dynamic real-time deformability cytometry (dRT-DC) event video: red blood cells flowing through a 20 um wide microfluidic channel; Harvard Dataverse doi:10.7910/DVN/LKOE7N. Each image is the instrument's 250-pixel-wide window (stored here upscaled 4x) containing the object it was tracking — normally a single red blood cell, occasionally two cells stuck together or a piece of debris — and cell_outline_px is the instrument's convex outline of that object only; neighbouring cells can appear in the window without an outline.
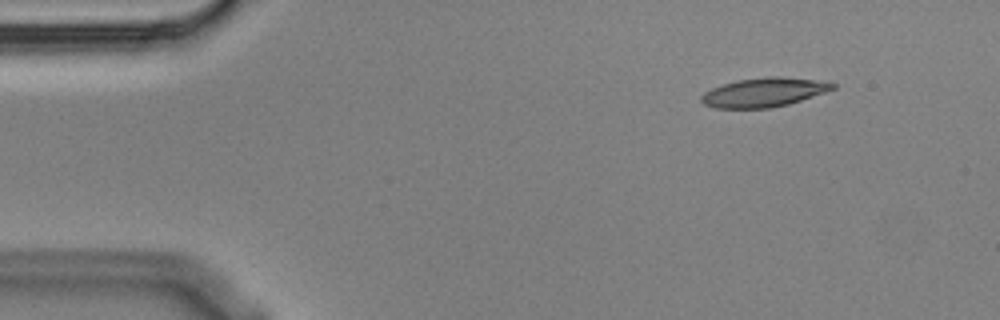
{"species": "Egyptian fruit bat (a non-hibernating species)", "species_latin": "Rousettus aegyptiacus", "temperature_condition": "cold", "stored_images_in_passage": 6, "segment_of_instrument_passage": [2, 2], "camera_frame_rate_fps": 3000, "um_per_image_px": 0.085, "animal": {"sex": "male"}, "frame": {"image": 1, "passage_image": 6, "time_ms": 1.667, "image_size_px": [1000, 320], "cell_outline_px": [[836, 88], [788, 104], [772, 108], [716, 108], [704, 104], [700, 100], [700, 96], [704, 92], [712, 88], [736, 80], [768, 76], [780, 76], [812, 80], [836, 84]], "centroid_in_image_um": [64.87, 7.85], "position_along_channel_um": 20.1, "area_um2": 22.02}}